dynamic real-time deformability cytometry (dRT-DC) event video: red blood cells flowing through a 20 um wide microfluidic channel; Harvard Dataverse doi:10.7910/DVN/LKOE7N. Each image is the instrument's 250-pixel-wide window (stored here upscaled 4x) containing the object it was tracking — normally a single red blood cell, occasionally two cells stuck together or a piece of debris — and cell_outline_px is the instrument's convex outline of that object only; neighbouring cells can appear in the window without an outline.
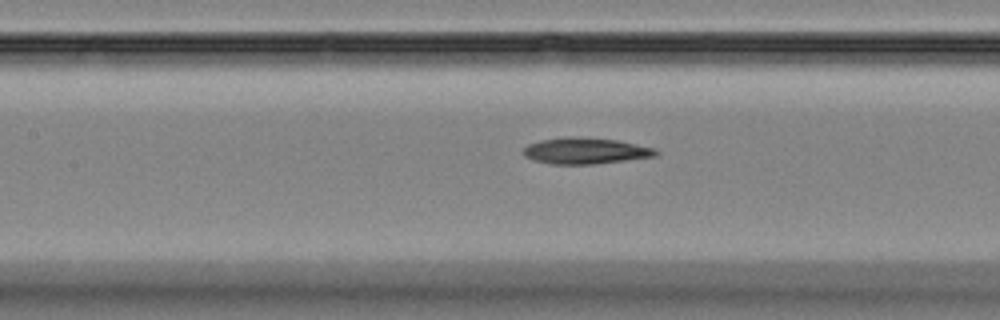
{"species": "Egyptian fruit bat (a non-hibernating species)", "species_latin": "Rousettus aegyptiacus", "temperature_condition": "room temperature", "stored_images_in_passage": 40, "camera_frame_rate_fps": 3000, "um_per_image_px": 0.085, "animal": {"sex": "female"}, "frame": {"image": 1, "passage_image": 21, "time_ms": 6.667, "image_size_px": [1000, 320], "cell_outline_px": [[660, 152], [656, 156], [592, 164], [552, 164], [536, 160], [524, 156], [524, 148], [528, 144], [540, 140], [564, 136], [576, 136], [616, 140], [656, 148]], "centroid_in_image_um": [49.77, 12.8], "position_along_channel_um": 157.6, "area_um2": 20.17}}
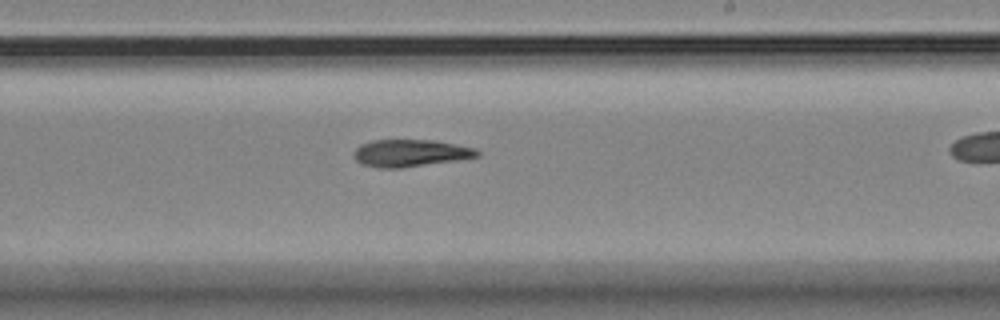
{"frame": {"image": 2, "passage_image": 29, "time_ms": 9.333, "image_size_px": [1000, 320], "cell_outline_px": [[480, 156], [456, 160], [400, 168], [376, 168], [360, 164], [352, 156], [352, 152], [360, 144], [372, 140], [436, 140], [476, 148], [480, 152]], "centroid_in_image_um": [34.84, 13.01], "position_along_channel_um": 254.2, "area_um2": 19.77}}
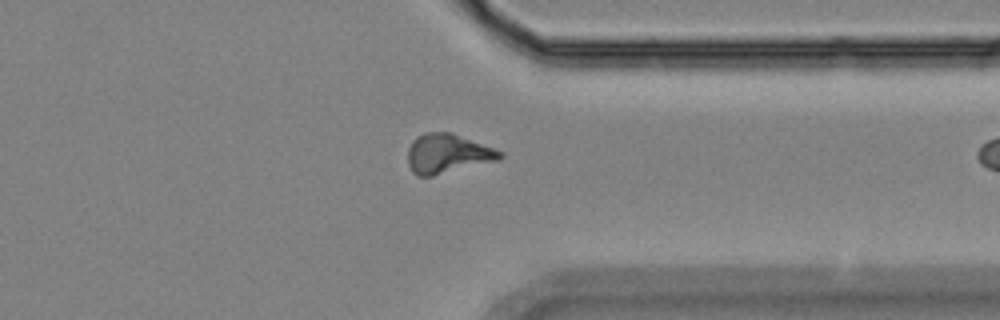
{"frame": {"image": 3, "passage_image": 39, "time_ms": 12.667, "image_size_px": [1000, 320], "cell_outline_px": [[504, 156], [500, 160], [432, 176], [416, 176], [412, 172], [408, 164], [408, 148], [412, 140], [416, 136], [424, 132], [452, 132], [504, 152]], "centroid_in_image_um": [38.04, 13.06], "position_along_channel_um": 373.4, "area_um2": 21.39}}